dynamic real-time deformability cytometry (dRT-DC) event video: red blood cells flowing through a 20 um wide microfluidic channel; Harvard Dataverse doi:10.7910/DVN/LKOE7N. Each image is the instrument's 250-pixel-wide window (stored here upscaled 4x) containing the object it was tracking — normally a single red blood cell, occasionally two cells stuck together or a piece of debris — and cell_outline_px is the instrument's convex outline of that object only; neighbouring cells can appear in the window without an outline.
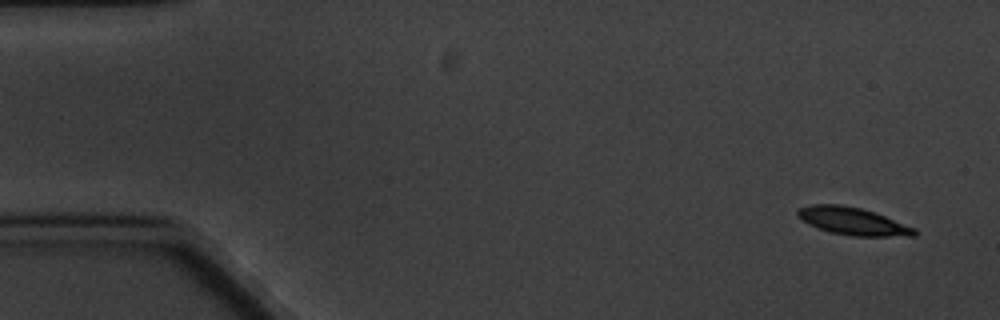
{"species": "common noctule bat (a hibernating species)", "species_latin": "Nyctalus noctula", "temperature_condition": "cold", "stored_images_in_passage": 5, "camera_frame_rate_fps": 3000, "um_per_image_px": 0.085, "animal": {"sex": "male", "body_mass_g": 20.1, "forearm_length_mm": 53.5}, "frame": {"image": 1, "passage_image": 1, "time_ms": 0.0, "image_size_px": [1000, 320], "cell_outline_px": [[916, 236], [852, 236], [832, 232], [808, 224], [796, 212], [800, 208], [812, 204], [840, 204], [860, 208], [876, 212], [916, 228]], "centroid_in_image_um": [72.55, 18.8], "position_along_channel_um": 12.5, "area_um2": 18.55}}
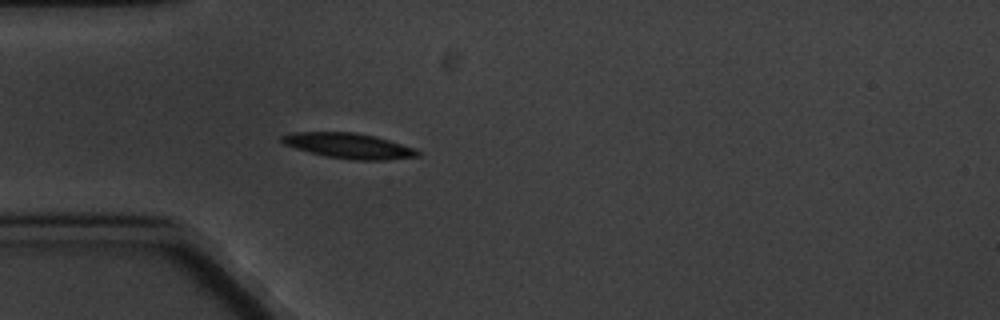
{"frame": {"image": 2, "passage_image": 5, "time_ms": 4.667, "image_size_px": [1000, 320], "cell_outline_px": [[420, 156], [388, 160], [352, 160], [324, 156], [296, 148], [284, 144], [280, 140], [280, 136], [296, 132], [352, 132], [372, 136], [388, 140], [412, 148], [420, 152]], "centroid_in_image_um": [29.62, 12.4], "position_along_channel_um": 55.4, "area_um2": 19.77}}